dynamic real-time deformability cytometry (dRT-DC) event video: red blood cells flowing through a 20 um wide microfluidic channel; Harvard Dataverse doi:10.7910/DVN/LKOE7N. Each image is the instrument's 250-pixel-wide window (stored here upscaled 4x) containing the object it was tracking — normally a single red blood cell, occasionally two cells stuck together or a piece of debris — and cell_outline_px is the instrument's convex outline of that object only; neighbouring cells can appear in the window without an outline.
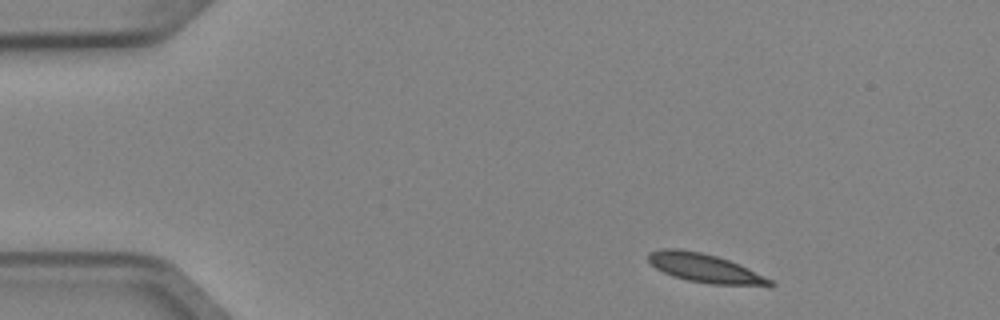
{"species": "Egyptian fruit bat (a non-hibernating species)", "species_latin": "Rousettus aegyptiacus", "temperature_condition": "cold", "stored_images_in_passage": 3, "camera_frame_rate_fps": 3000, "um_per_image_px": 0.085, "animal": {"sex": "female"}, "frame": {"image": 1, "passage_image": 1, "time_ms": 0.0, "image_size_px": [1000, 320], "cell_outline_px": [[776, 284], [772, 288], [712, 284], [688, 280], [672, 276], [656, 268], [648, 260], [648, 252], [660, 248], [680, 248], [700, 252], [716, 256], [740, 264], [772, 280]], "centroid_in_image_um": [59.99, 22.82], "position_along_channel_um": 25.0, "area_um2": 20.87}}